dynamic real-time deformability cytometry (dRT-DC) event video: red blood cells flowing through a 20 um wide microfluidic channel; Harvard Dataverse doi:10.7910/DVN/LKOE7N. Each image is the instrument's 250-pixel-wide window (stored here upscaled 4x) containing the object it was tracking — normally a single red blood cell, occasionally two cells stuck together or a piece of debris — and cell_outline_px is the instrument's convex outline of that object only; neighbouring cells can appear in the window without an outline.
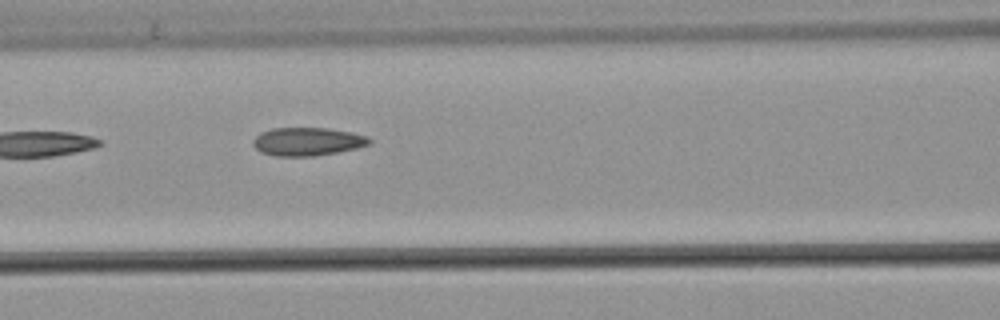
{"species": "common noctule bat (a hibernating species)", "species_latin": "Nyctalus noctula", "temperature_condition": "warm", "stored_images_in_passage": 5, "camera_frame_rate_fps": 3000, "um_per_image_px": 0.085, "animal": {"sex": "male", "body_mass_g": 21.5, "forearm_length_mm": 52.0}, "frame": {"image": 1, "passage_image": 5, "time_ms": 1.333, "image_size_px": [1000, 320], "cell_outline_px": [[372, 144], [356, 148], [336, 152], [312, 156], [276, 156], [260, 152], [252, 144], [252, 140], [260, 132], [272, 128], [328, 128], [352, 132], [368, 136], [372, 140]], "centroid_in_image_um": [26.14, 12.02], "position_along_channel_um": 140.5, "area_um2": 19.25}}